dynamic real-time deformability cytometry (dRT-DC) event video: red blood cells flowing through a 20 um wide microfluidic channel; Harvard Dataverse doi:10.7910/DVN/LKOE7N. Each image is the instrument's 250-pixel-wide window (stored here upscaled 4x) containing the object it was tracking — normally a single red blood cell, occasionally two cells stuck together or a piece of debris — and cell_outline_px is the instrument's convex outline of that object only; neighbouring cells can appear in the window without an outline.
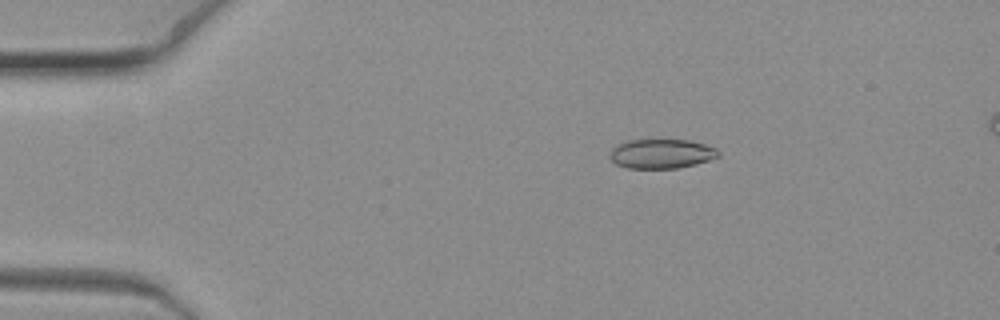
{"species": "common noctule bat (a hibernating species)", "species_latin": "Nyctalus noctula", "temperature_condition": "warm", "stored_images_in_passage": 5, "camera_frame_rate_fps": 3000, "um_per_image_px": 0.085, "animal": {"sex": "female", "body_mass_g": 19.3, "forearm_length_mm": 54.1}, "frame": {"image": 1, "passage_image": 2, "time_ms": 0.333, "image_size_px": [1000, 320], "cell_outline_px": [[720, 156], [696, 164], [680, 168], [628, 168], [616, 164], [612, 160], [612, 148], [628, 140], [688, 140], [704, 144], [716, 148], [720, 152]], "centroid_in_image_um": [56.27, 13.07], "position_along_channel_um": 28.7, "area_um2": 18.38}}